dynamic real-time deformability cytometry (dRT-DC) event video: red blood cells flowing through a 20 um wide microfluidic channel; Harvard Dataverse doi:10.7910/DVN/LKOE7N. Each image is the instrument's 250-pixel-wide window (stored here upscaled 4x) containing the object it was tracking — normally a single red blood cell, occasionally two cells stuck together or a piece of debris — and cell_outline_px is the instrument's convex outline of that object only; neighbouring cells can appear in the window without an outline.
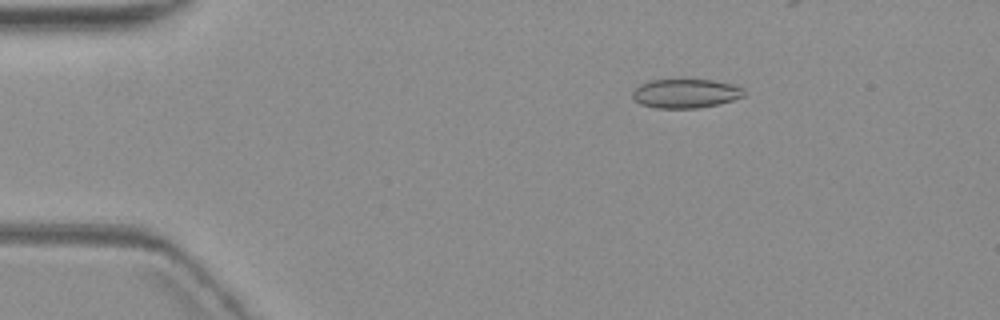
{"species": "common noctule bat (a hibernating species)", "species_latin": "Nyctalus noctula", "temperature_condition": "warm", "stored_images_in_passage": 3, "camera_frame_rate_fps": 3000, "um_per_image_px": 0.085, "animal": {"sex": "female", "body_mass_g": 19.3, "forearm_length_mm": 54.1}, "frame": {"image": 1, "passage_image": 1, "time_ms": 0.0, "image_size_px": [1000, 320], "cell_outline_px": [[744, 96], [720, 104], [696, 108], [656, 108], [640, 104], [632, 96], [632, 92], [640, 84], [648, 80], [712, 80], [732, 84], [744, 88]], "centroid_in_image_um": [58.27, 7.95], "position_along_channel_um": 26.7, "area_um2": 18.84}}